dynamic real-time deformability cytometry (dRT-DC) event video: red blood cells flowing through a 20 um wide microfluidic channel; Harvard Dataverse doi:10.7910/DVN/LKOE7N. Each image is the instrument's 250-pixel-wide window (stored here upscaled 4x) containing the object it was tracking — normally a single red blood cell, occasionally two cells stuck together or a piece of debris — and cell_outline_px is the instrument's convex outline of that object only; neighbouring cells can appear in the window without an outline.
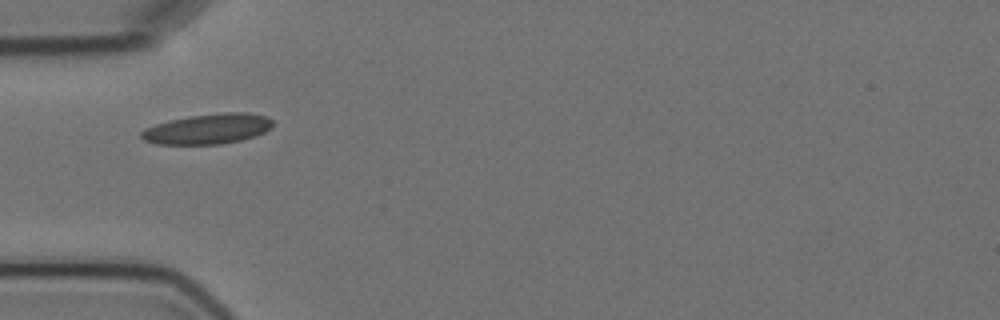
{"species": "Egyptian fruit bat (a non-hibernating species)", "species_latin": "Rousettus aegyptiacus", "temperature_condition": "cold", "stored_images_in_passage": 1, "camera_frame_rate_fps": 3000, "um_per_image_px": 0.085, "animal": {"sex": "female"}, "frame": {"image": 1, "passage_image": 1, "time_ms": 0.0, "image_size_px": [1000, 320], "cell_outline_px": [[272, 128], [256, 136], [240, 140], [220, 144], [156, 144], [144, 140], [140, 136], [140, 132], [144, 128], [168, 120], [188, 116], [224, 112], [244, 112], [268, 116], [272, 120]], "centroid_in_image_um": [17.66, 10.95], "position_along_channel_um": 67.3, "area_um2": 23.29}}